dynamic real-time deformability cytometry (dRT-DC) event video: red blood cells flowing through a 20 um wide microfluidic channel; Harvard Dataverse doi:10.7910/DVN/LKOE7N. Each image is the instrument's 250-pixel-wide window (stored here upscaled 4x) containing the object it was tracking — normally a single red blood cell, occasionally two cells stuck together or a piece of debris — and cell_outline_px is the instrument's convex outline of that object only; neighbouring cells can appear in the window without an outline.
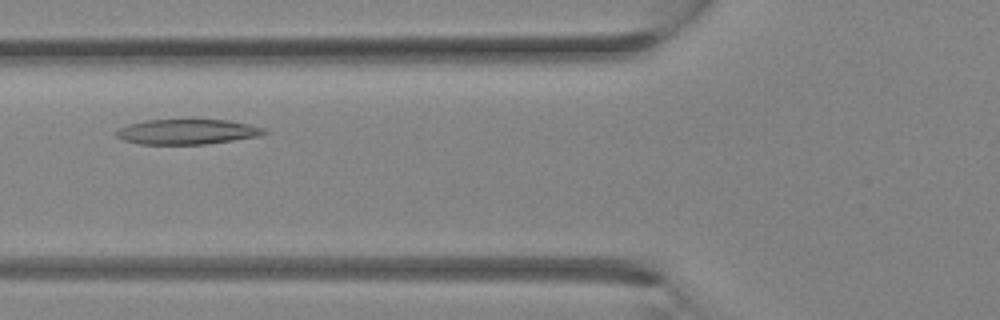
{"species": "Egyptian fruit bat (a non-hibernating species)", "species_latin": "Rousettus aegyptiacus", "temperature_condition": "room temperature", "stored_images_in_passage": 26, "camera_frame_rate_fps": 3000, "um_per_image_px": 0.085, "animal": {"sex": "female"}, "frame": {"image": 1, "passage_image": 6, "time_ms": 1.667, "image_size_px": [1000, 320], "cell_outline_px": [[268, 132], [260, 136], [204, 144], [140, 144], [124, 140], [116, 136], [116, 128], [128, 124], [144, 120], [228, 120], [248, 124], [264, 128]], "centroid_in_image_um": [15.88, 11.2], "position_along_channel_um": 109.9, "area_um2": 21.56}}
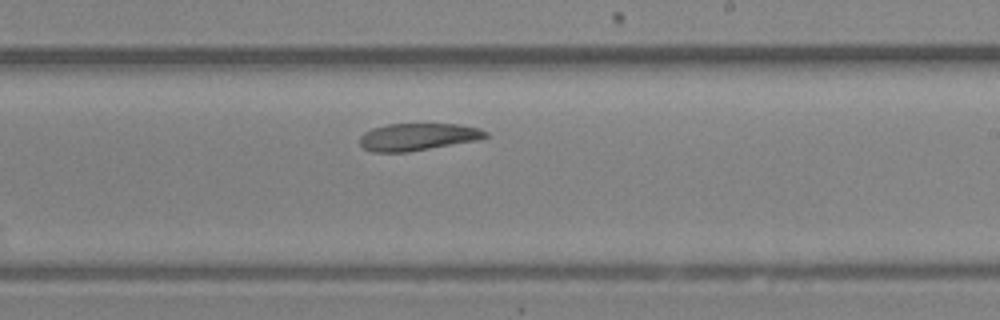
{"frame": {"image": 2, "passage_image": 13, "time_ms": 4.0, "image_size_px": [1000, 320], "cell_outline_px": [[488, 136], [480, 140], [408, 152], [372, 152], [364, 148], [360, 144], [360, 136], [364, 132], [372, 128], [388, 124], [456, 124], [480, 128], [488, 132]], "centroid_in_image_um": [35.53, 11.63], "position_along_channel_um": 253.5, "area_um2": 20.11}}
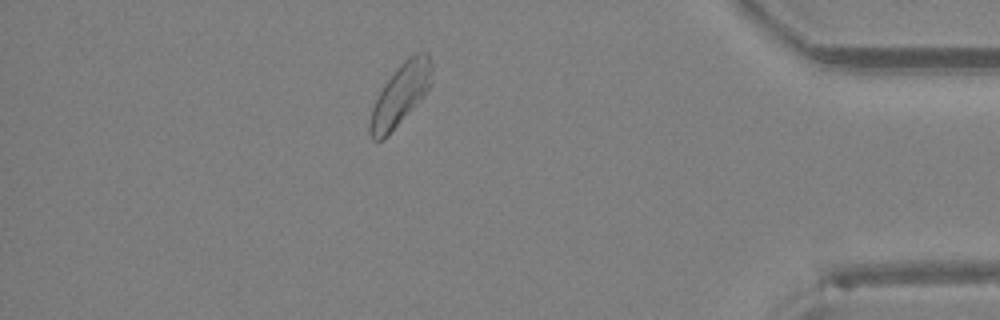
{"frame": {"image": 3, "passage_image": 22, "time_ms": 7.0, "image_size_px": [1000, 320], "cell_outline_px": [[432, 84], [424, 96], [380, 140], [372, 140], [368, 132], [368, 124], [372, 108], [384, 84], [400, 64], [408, 56], [416, 52], [428, 52], [432, 64]], "centroid_in_image_um": [34.05, 7.97], "position_along_channel_um": 401.1, "area_um2": 21.73}}